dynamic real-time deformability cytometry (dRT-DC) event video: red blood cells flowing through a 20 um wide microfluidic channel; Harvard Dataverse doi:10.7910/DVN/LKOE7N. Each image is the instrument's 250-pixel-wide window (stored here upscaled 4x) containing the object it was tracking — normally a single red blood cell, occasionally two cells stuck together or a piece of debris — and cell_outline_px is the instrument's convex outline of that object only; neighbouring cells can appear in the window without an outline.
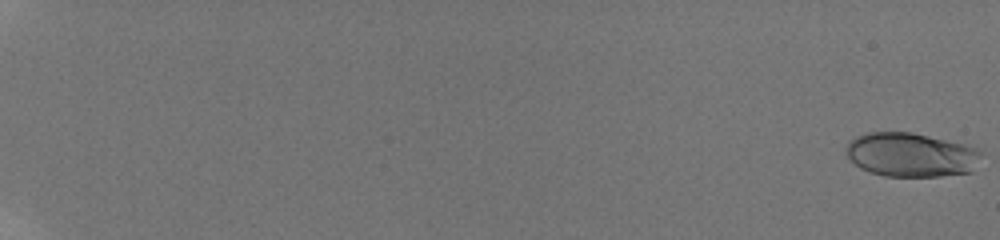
{"species": "human", "species_latin": "Homo sapiens", "temperature_condition": "room temperature", "stored_images_in_passage": 49, "camera_frame_rate_fps": 3000, "um_per_image_px": 0.085, "donor": {"sex": "male"}, "frame": {"image": 1, "passage_image": 1, "time_ms": 0.0, "image_size_px": [1000, 240], "cell_outline_px": [[984, 148], [972, 172], [940, 176], [884, 176], [860, 168], [844, 152], [844, 148], [848, 140], [856, 136], [868, 132], [912, 132]], "centroid_in_image_um": [77.45, 13.14], "position_along_channel_um": 7.6, "area_um2": 35.08}}
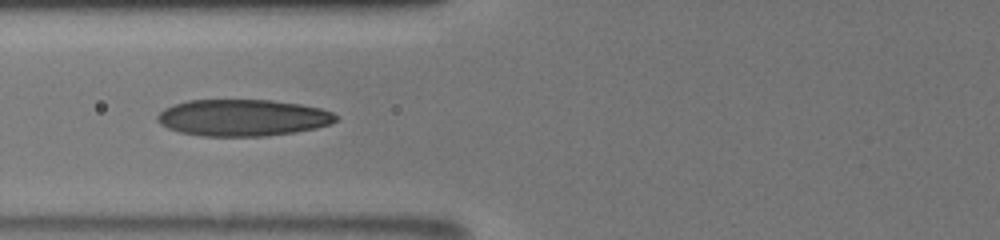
{"frame": {"image": 2, "passage_image": 23, "time_ms": 9.0, "image_size_px": [1000, 240], "cell_outline_px": [[340, 116], [332, 124], [316, 128], [296, 132], [264, 136], [200, 136], [180, 132], [168, 128], [160, 124], [156, 120], [156, 116], [164, 108], [172, 104], [188, 100], [272, 100], [300, 104], [320, 108], [332, 112]], "centroid_in_image_um": [20.63, 10.0], "position_along_channel_um": 105.2, "area_um2": 38.44}}
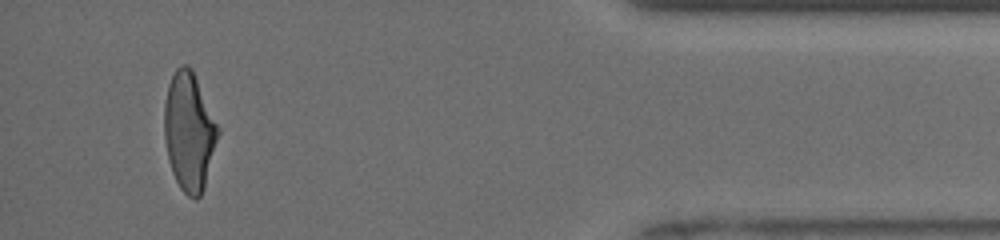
{"frame": {"image": 3, "passage_image": 48, "time_ms": 18.0, "image_size_px": [1000, 240], "cell_outline_px": [[220, 132], [204, 188], [200, 196], [196, 200], [188, 196], [180, 188], [172, 172], [168, 160], [164, 136], [164, 104], [168, 84], [176, 68], [180, 64], [188, 64], [192, 68], [220, 128]], "centroid_in_image_um": [16.08, 11.16], "position_along_channel_um": 419.1, "area_um2": 37.34}, "authors_computed_cell_mechanics": {"area_um2": 36.4718, "velocity_mm_per_s": 3.9608, "shape_relaxation_time_tau1_ms": 4.2876, "shape_relaxation_time_tau2_ms": 1.0516, "deformation_change_tau1": 0.1772, "deformation_change_tau2": 0.0697}}